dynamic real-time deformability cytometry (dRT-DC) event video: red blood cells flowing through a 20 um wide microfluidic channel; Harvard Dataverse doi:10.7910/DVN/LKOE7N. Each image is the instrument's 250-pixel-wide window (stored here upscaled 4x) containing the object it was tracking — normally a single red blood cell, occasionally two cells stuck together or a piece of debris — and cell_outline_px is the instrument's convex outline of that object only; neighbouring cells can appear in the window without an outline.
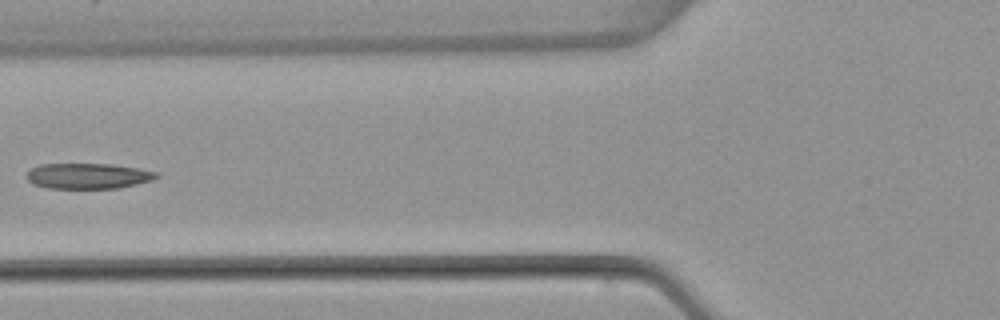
{"species": "common noctule bat (a hibernating species)", "species_latin": "Nyctalus noctula", "temperature_condition": "warm", "stored_images_in_passage": 6, "camera_frame_rate_fps": 3000, "um_per_image_px": 0.085, "animal": {"sex": "female", "body_mass_g": 22.7, "forearm_length_mm": 54.2}, "frame": {"image": 1, "passage_image": 5, "time_ms": 1.333, "image_size_px": [1000, 320], "cell_outline_px": [[160, 176], [152, 180], [120, 188], [48, 188], [32, 184], [24, 176], [32, 168], [40, 164], [112, 164], [136, 168], [156, 172]], "centroid_in_image_um": [7.45, 14.96], "position_along_channel_um": 118.3, "area_um2": 19.31}}
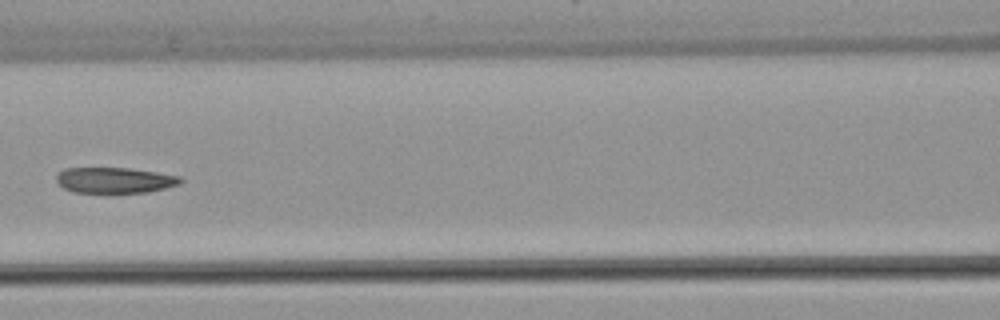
{"frame": {"image": 2, "passage_image": 6, "time_ms": 1.667, "image_size_px": [1000, 320], "cell_outline_px": [[184, 180], [180, 184], [148, 192], [112, 196], [72, 192], [64, 188], [56, 180], [56, 176], [64, 168], [128, 168], [156, 172], [180, 176]], "centroid_in_image_um": [9.74, 15.37], "position_along_channel_um": 156.9, "area_um2": 19.54}}